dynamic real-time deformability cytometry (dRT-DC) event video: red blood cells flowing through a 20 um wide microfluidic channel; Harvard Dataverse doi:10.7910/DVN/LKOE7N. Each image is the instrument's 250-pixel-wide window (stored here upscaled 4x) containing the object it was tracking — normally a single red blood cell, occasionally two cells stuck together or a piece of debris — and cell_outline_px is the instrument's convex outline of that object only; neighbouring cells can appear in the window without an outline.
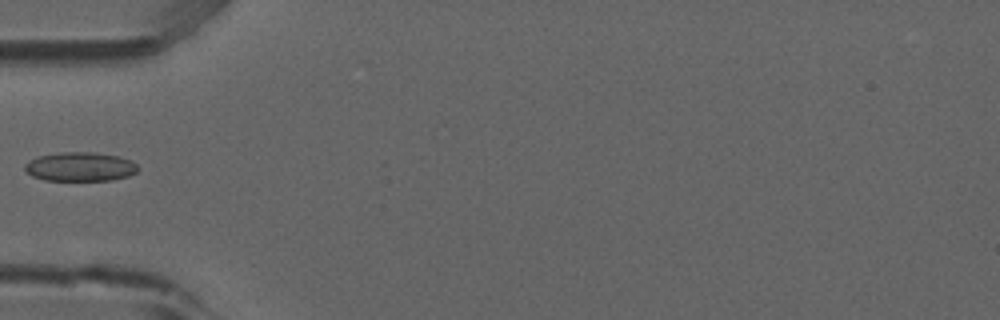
{"species": "common noctule bat (a hibernating species)", "species_latin": "Nyctalus noctula", "temperature_condition": "room temperature", "stored_images_in_passage": 3, "camera_frame_rate_fps": 3000, "um_per_image_px": 0.085, "animal": {"sex": "male", "forearm_length_mm": 52.5}, "frame": {"image": 1, "passage_image": 3, "time_ms": 0.667, "image_size_px": [1000, 320], "cell_outline_px": [[140, 168], [136, 172], [128, 176], [112, 180], [44, 180], [32, 176], [24, 168], [24, 164], [28, 160], [36, 156], [60, 152], [92, 152], [120, 156], [132, 160]], "centroid_in_image_um": [6.81, 14.16], "position_along_channel_um": 78.2, "area_um2": 19.36}}